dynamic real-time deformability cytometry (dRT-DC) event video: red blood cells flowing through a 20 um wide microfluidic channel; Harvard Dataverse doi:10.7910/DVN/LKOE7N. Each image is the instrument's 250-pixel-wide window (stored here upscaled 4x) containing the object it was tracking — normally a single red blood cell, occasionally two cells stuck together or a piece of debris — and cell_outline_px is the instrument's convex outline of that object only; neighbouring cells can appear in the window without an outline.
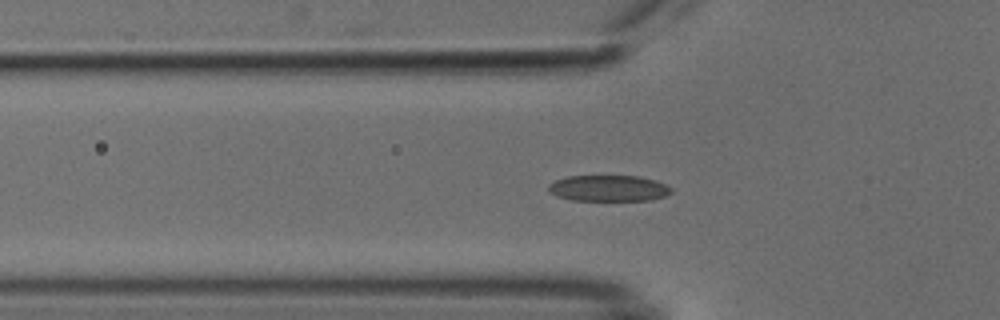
{"species": "common noctule bat (a hibernating species)", "species_latin": "Nyctalus noctula", "temperature_condition": "cold", "stored_images_in_passage": 42, "camera_frame_rate_fps": 3000, "um_per_image_px": 0.085, "animal": {"sex": "male", "body_mass_g": 18.8}, "frame": {"image": 1, "passage_image": 6, "time_ms": 1.667, "image_size_px": [1000, 320], "cell_outline_px": [[672, 192], [664, 196], [652, 200], [572, 200], [556, 196], [548, 192], [548, 184], [556, 180], [568, 176], [640, 176], [656, 180], [672, 188]], "centroid_in_image_um": [51.72, 16.0], "position_along_channel_um": 74.1, "area_um2": 18.73}}
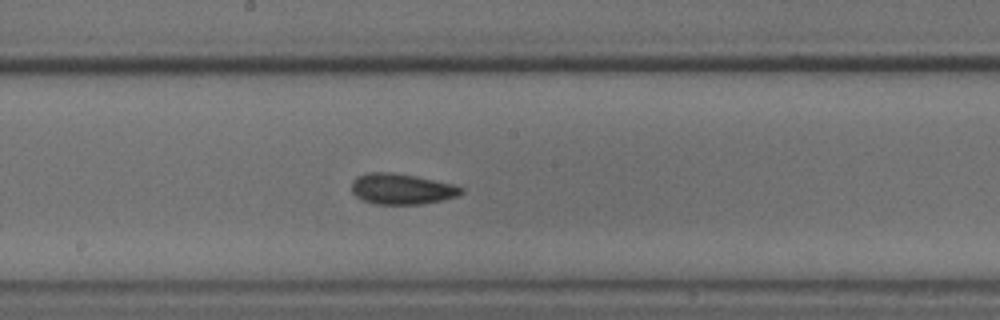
{"frame": {"image": 2, "passage_image": 17, "time_ms": 5.333, "image_size_px": [1000, 320], "cell_outline_px": [[464, 192], [456, 196], [444, 200], [424, 204], [376, 204], [364, 200], [356, 196], [352, 192], [352, 180], [356, 176], [368, 172], [392, 172], [416, 176], [456, 184], [464, 188]], "centroid_in_image_um": [34.17, 16.05], "position_along_channel_um": 214.0, "area_um2": 19.88}}
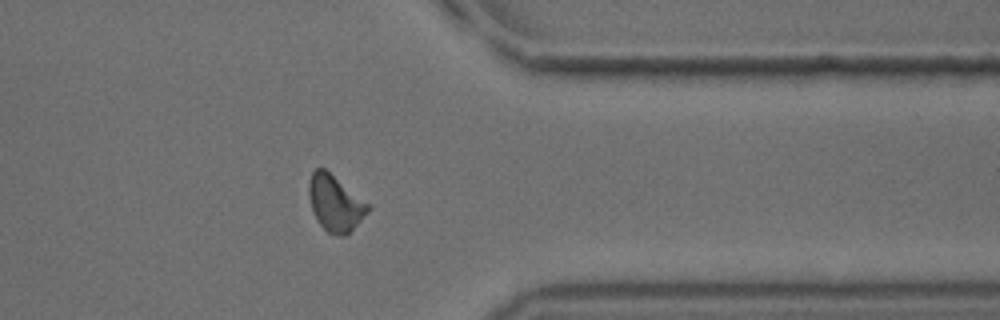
{"frame": {"image": 3, "passage_image": 31, "time_ms": 10.0, "image_size_px": [1000, 320], "cell_outline_px": [[372, 208], [344, 236], [340, 236], [328, 232], [316, 220], [312, 212], [308, 196], [308, 184], [312, 172], [316, 168], [324, 168], [368, 204]], "centroid_in_image_um": [28.44, 17.27], "position_along_channel_um": 383.0, "area_um2": 18.9}, "authors_computed_cell_mechanics": {"area_um2": 18.9006, "velocity_mm_per_s": 3.8009, "shape_relaxation_time_tau1_ms": 3.6635, "shape_relaxation_time_tau2_ms": 3.7029, "deformation_change_tau1": 0.1199, "deformation_change_tau2": 0.0865}}